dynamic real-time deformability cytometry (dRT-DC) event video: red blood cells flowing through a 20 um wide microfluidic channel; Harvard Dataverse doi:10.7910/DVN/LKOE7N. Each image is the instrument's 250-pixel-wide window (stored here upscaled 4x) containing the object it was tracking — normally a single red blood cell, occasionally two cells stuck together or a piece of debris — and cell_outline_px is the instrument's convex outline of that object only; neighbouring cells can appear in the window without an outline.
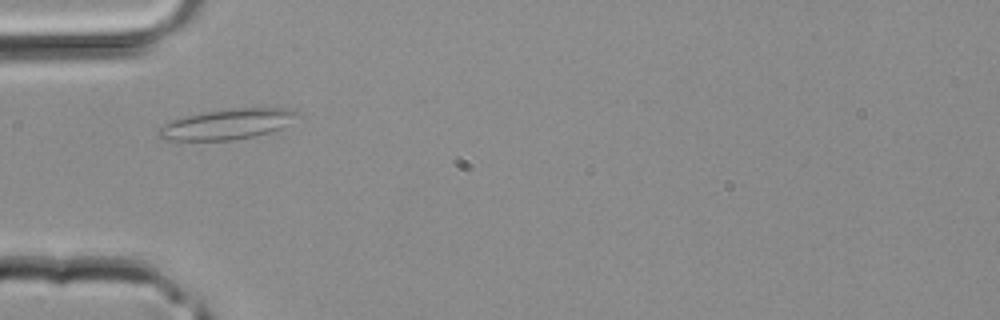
{"species": "common noctule bat (a hibernating species)", "species_latin": "Nyctalus noctula", "temperature_condition": "room temperature", "stored_images_in_passage": 1, "camera_frame_rate_fps": 3000, "um_per_image_px": 0.085, "animal": {"sex": "male", "body_mass_g": 20.4}, "frame": {"image": 1, "passage_image": 1, "time_ms": 0.0, "image_size_px": [1000, 320], "cell_outline_px": [[296, 112], [280, 128], [268, 132], [252, 136], [232, 140], [160, 140], [156, 136], [156, 132], [164, 124], [172, 120], [184, 116], [204, 112], [232, 108], [292, 108]], "centroid_in_image_um": [19.15, 10.56], "position_along_channel_um": 65.9, "area_um2": 23.99}}